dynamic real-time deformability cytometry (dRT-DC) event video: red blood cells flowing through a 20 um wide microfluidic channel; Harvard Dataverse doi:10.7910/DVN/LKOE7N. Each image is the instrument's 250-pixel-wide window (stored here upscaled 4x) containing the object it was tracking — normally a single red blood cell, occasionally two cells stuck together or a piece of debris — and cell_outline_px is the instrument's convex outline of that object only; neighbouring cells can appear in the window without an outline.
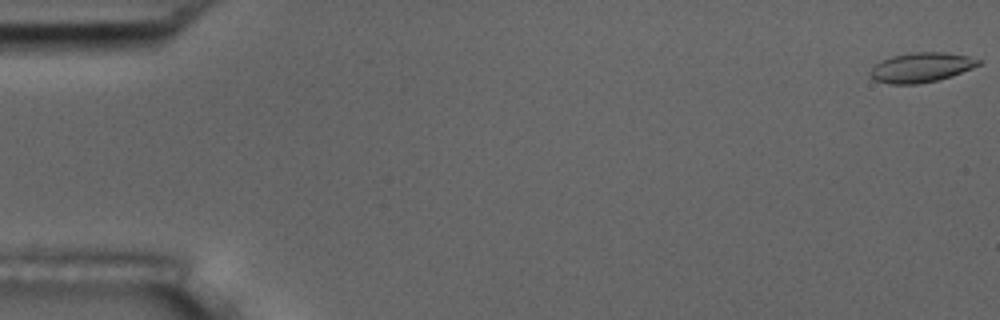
{"species": "common noctule bat (a hibernating species)", "species_latin": "Nyctalus noctula", "temperature_condition": "room temperature", "stored_images_in_passage": 7, "camera_frame_rate_fps": 3000, "um_per_image_px": 0.085, "animal": {"sex": "male", "body_mass_g": 17.5, "forearm_length_mm": 52.3}, "frame": {"image": 1, "passage_image": 1, "time_ms": 0.0, "image_size_px": [1000, 320], "cell_outline_px": [[980, 64], [972, 68], [952, 76], [936, 80], [916, 84], [888, 84], [876, 80], [868, 72], [880, 60], [892, 56], [912, 52], [944, 52], [968, 56], [980, 60]], "centroid_in_image_um": [78.29, 5.72], "position_along_channel_um": 6.7, "area_um2": 18.61}}
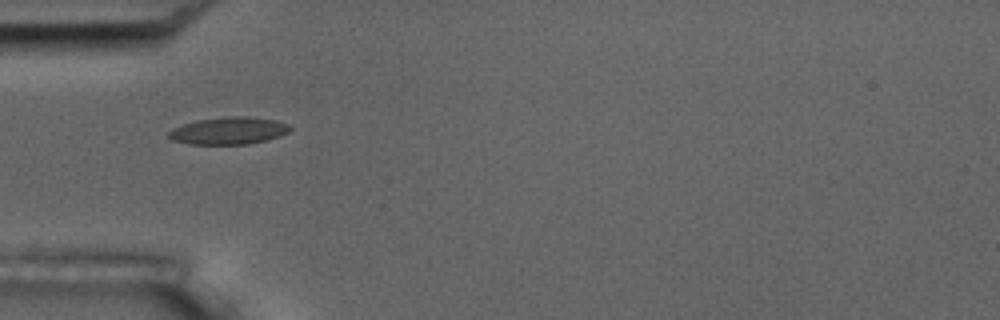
{"frame": {"image": 2, "passage_image": 5, "time_ms": 5.667, "image_size_px": [1000, 320], "cell_outline_px": [[292, 128], [288, 132], [280, 136], [248, 144], [188, 144], [172, 140], [168, 136], [168, 132], [172, 128], [196, 120], [228, 116], [248, 116], [272, 120], [288, 124]], "centroid_in_image_um": [19.41, 11.11], "position_along_channel_um": 65.6, "area_um2": 19.19}}